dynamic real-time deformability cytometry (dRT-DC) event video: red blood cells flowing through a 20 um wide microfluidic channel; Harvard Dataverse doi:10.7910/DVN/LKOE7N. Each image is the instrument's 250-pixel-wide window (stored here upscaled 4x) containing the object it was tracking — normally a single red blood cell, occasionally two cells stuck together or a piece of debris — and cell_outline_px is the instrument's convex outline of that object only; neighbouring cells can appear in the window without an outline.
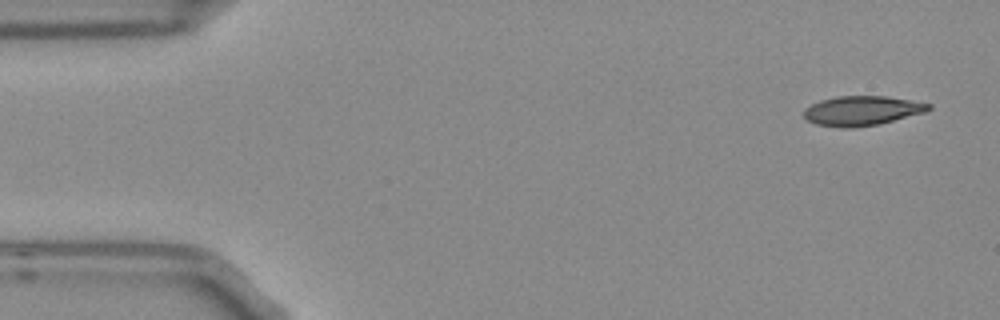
{"species": "Egyptian fruit bat (a non-hibernating species)", "species_latin": "Rousettus aegyptiacus", "temperature_condition": "room temperature", "stored_images_in_passage": 6, "camera_frame_rate_fps": 3000, "um_per_image_px": 0.085, "frame": {"image": 1, "passage_image": 1, "time_ms": 0.0, "image_size_px": [1000, 320], "cell_outline_px": [[932, 108], [924, 112], [880, 124], [852, 128], [844, 128], [816, 124], [804, 120], [804, 108], [820, 100], [836, 96], [888, 96], [932, 104]], "centroid_in_image_um": [73.24, 9.41], "position_along_channel_um": 11.8, "area_um2": 21.62}}
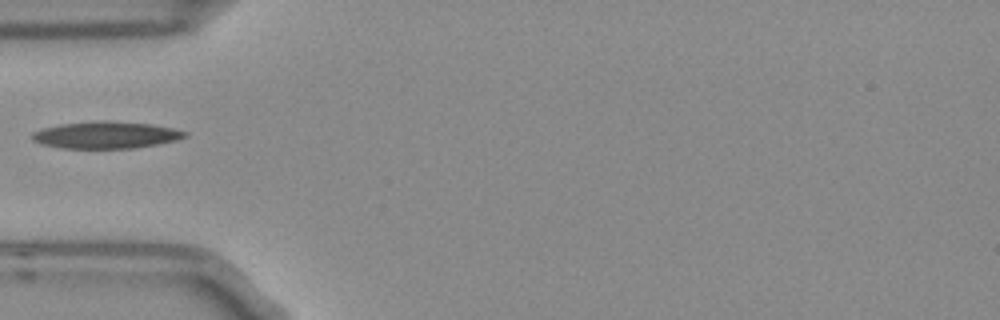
{"frame": {"image": 2, "passage_image": 5, "time_ms": 1.333, "image_size_px": [1000, 320], "cell_outline_px": [[188, 136], [176, 140], [156, 144], [132, 148], [60, 148], [40, 144], [32, 140], [32, 132], [44, 128], [60, 124], [100, 120], [112, 120], [152, 124], [172, 128], [188, 132]], "centroid_in_image_um": [8.99, 11.46], "position_along_channel_um": 76.0, "area_um2": 24.1}}
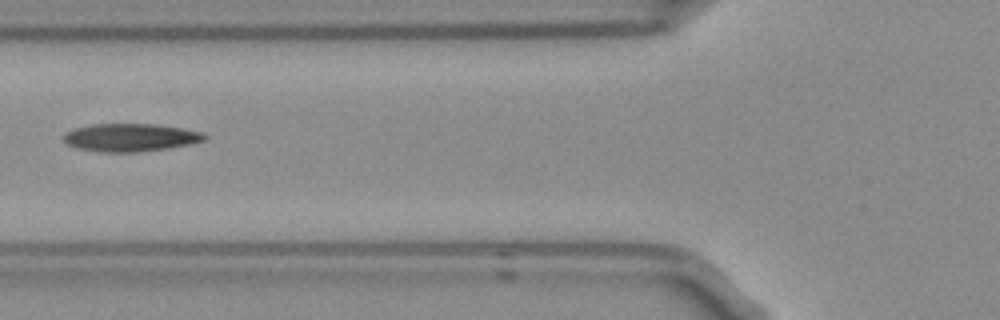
{"frame": {"image": 3, "passage_image": 6, "time_ms": 1.667, "image_size_px": [1000, 320], "cell_outline_px": [[208, 136], [204, 140], [188, 144], [168, 148], [136, 152], [100, 152], [76, 148], [68, 144], [64, 140], [64, 136], [72, 128], [92, 124], [156, 124], [184, 128], [204, 132]], "centroid_in_image_um": [11.1, 11.68], "position_along_channel_um": 114.7, "area_um2": 22.95}}